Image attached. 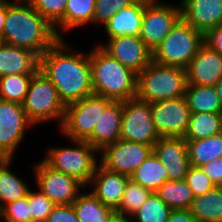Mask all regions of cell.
I'll return each instance as SVG.
<instances>
[{
	"mask_svg": "<svg viewBox=\"0 0 222 222\" xmlns=\"http://www.w3.org/2000/svg\"><path fill=\"white\" fill-rule=\"evenodd\" d=\"M59 38L40 56L39 70L55 85L65 105L94 94L90 52L83 54L69 49ZM70 51V52H69Z\"/></svg>",
	"mask_w": 222,
	"mask_h": 222,
	"instance_id": "1",
	"label": "cell"
},
{
	"mask_svg": "<svg viewBox=\"0 0 222 222\" xmlns=\"http://www.w3.org/2000/svg\"><path fill=\"white\" fill-rule=\"evenodd\" d=\"M58 39L54 26L27 0H7L1 42L28 49L40 57Z\"/></svg>",
	"mask_w": 222,
	"mask_h": 222,
	"instance_id": "2",
	"label": "cell"
},
{
	"mask_svg": "<svg viewBox=\"0 0 222 222\" xmlns=\"http://www.w3.org/2000/svg\"><path fill=\"white\" fill-rule=\"evenodd\" d=\"M92 87L95 95L126 101L137 95L138 74L122 65L100 45L90 51Z\"/></svg>",
	"mask_w": 222,
	"mask_h": 222,
	"instance_id": "3",
	"label": "cell"
},
{
	"mask_svg": "<svg viewBox=\"0 0 222 222\" xmlns=\"http://www.w3.org/2000/svg\"><path fill=\"white\" fill-rule=\"evenodd\" d=\"M188 85L186 68L154 62L138 74L137 95L149 103L185 95Z\"/></svg>",
	"mask_w": 222,
	"mask_h": 222,
	"instance_id": "4",
	"label": "cell"
},
{
	"mask_svg": "<svg viewBox=\"0 0 222 222\" xmlns=\"http://www.w3.org/2000/svg\"><path fill=\"white\" fill-rule=\"evenodd\" d=\"M70 141L75 147H48L43 161L52 169L76 178L87 187L100 163L97 161L99 152L87 141Z\"/></svg>",
	"mask_w": 222,
	"mask_h": 222,
	"instance_id": "5",
	"label": "cell"
},
{
	"mask_svg": "<svg viewBox=\"0 0 222 222\" xmlns=\"http://www.w3.org/2000/svg\"><path fill=\"white\" fill-rule=\"evenodd\" d=\"M203 44L204 34L181 18L152 51V60L162 65L186 68Z\"/></svg>",
	"mask_w": 222,
	"mask_h": 222,
	"instance_id": "6",
	"label": "cell"
},
{
	"mask_svg": "<svg viewBox=\"0 0 222 222\" xmlns=\"http://www.w3.org/2000/svg\"><path fill=\"white\" fill-rule=\"evenodd\" d=\"M22 105L34 125L59 120L57 122L61 127L66 105L60 99L55 85L40 70L33 75Z\"/></svg>",
	"mask_w": 222,
	"mask_h": 222,
	"instance_id": "7",
	"label": "cell"
},
{
	"mask_svg": "<svg viewBox=\"0 0 222 222\" xmlns=\"http://www.w3.org/2000/svg\"><path fill=\"white\" fill-rule=\"evenodd\" d=\"M113 102L110 98L90 95L66 105L62 135L70 140L86 141L100 118V109H106Z\"/></svg>",
	"mask_w": 222,
	"mask_h": 222,
	"instance_id": "8",
	"label": "cell"
},
{
	"mask_svg": "<svg viewBox=\"0 0 222 222\" xmlns=\"http://www.w3.org/2000/svg\"><path fill=\"white\" fill-rule=\"evenodd\" d=\"M160 137L149 102L137 97L123 101L120 139L154 146Z\"/></svg>",
	"mask_w": 222,
	"mask_h": 222,
	"instance_id": "9",
	"label": "cell"
},
{
	"mask_svg": "<svg viewBox=\"0 0 222 222\" xmlns=\"http://www.w3.org/2000/svg\"><path fill=\"white\" fill-rule=\"evenodd\" d=\"M179 5L148 0L144 5V14L139 37L153 51L181 19Z\"/></svg>",
	"mask_w": 222,
	"mask_h": 222,
	"instance_id": "10",
	"label": "cell"
},
{
	"mask_svg": "<svg viewBox=\"0 0 222 222\" xmlns=\"http://www.w3.org/2000/svg\"><path fill=\"white\" fill-rule=\"evenodd\" d=\"M34 167L37 188L55 205H72L81 188L86 187L76 178L52 169L43 160Z\"/></svg>",
	"mask_w": 222,
	"mask_h": 222,
	"instance_id": "11",
	"label": "cell"
},
{
	"mask_svg": "<svg viewBox=\"0 0 222 222\" xmlns=\"http://www.w3.org/2000/svg\"><path fill=\"white\" fill-rule=\"evenodd\" d=\"M153 124L161 137H184L191 111L185 96L150 103Z\"/></svg>",
	"mask_w": 222,
	"mask_h": 222,
	"instance_id": "12",
	"label": "cell"
},
{
	"mask_svg": "<svg viewBox=\"0 0 222 222\" xmlns=\"http://www.w3.org/2000/svg\"><path fill=\"white\" fill-rule=\"evenodd\" d=\"M33 125L22 104L0 99V158H14L27 127Z\"/></svg>",
	"mask_w": 222,
	"mask_h": 222,
	"instance_id": "13",
	"label": "cell"
},
{
	"mask_svg": "<svg viewBox=\"0 0 222 222\" xmlns=\"http://www.w3.org/2000/svg\"><path fill=\"white\" fill-rule=\"evenodd\" d=\"M99 153L103 167L130 177L151 156L153 146L119 139Z\"/></svg>",
	"mask_w": 222,
	"mask_h": 222,
	"instance_id": "14",
	"label": "cell"
},
{
	"mask_svg": "<svg viewBox=\"0 0 222 222\" xmlns=\"http://www.w3.org/2000/svg\"><path fill=\"white\" fill-rule=\"evenodd\" d=\"M99 45L122 65L137 74L152 61V51L139 36L108 38L106 44Z\"/></svg>",
	"mask_w": 222,
	"mask_h": 222,
	"instance_id": "15",
	"label": "cell"
},
{
	"mask_svg": "<svg viewBox=\"0 0 222 222\" xmlns=\"http://www.w3.org/2000/svg\"><path fill=\"white\" fill-rule=\"evenodd\" d=\"M153 152L165 167L168 180H185L191 164L184 137H160Z\"/></svg>",
	"mask_w": 222,
	"mask_h": 222,
	"instance_id": "16",
	"label": "cell"
},
{
	"mask_svg": "<svg viewBox=\"0 0 222 222\" xmlns=\"http://www.w3.org/2000/svg\"><path fill=\"white\" fill-rule=\"evenodd\" d=\"M188 85L215 86L222 78V55L203 44L186 67Z\"/></svg>",
	"mask_w": 222,
	"mask_h": 222,
	"instance_id": "17",
	"label": "cell"
},
{
	"mask_svg": "<svg viewBox=\"0 0 222 222\" xmlns=\"http://www.w3.org/2000/svg\"><path fill=\"white\" fill-rule=\"evenodd\" d=\"M129 179V176L108 170L99 163L88 188L92 189L91 193L104 205L116 210L122 201Z\"/></svg>",
	"mask_w": 222,
	"mask_h": 222,
	"instance_id": "18",
	"label": "cell"
},
{
	"mask_svg": "<svg viewBox=\"0 0 222 222\" xmlns=\"http://www.w3.org/2000/svg\"><path fill=\"white\" fill-rule=\"evenodd\" d=\"M179 5L182 19L203 34L222 23V0H182Z\"/></svg>",
	"mask_w": 222,
	"mask_h": 222,
	"instance_id": "19",
	"label": "cell"
},
{
	"mask_svg": "<svg viewBox=\"0 0 222 222\" xmlns=\"http://www.w3.org/2000/svg\"><path fill=\"white\" fill-rule=\"evenodd\" d=\"M123 101H113L106 109H100V118L93 134L86 140L98 152L120 139Z\"/></svg>",
	"mask_w": 222,
	"mask_h": 222,
	"instance_id": "20",
	"label": "cell"
},
{
	"mask_svg": "<svg viewBox=\"0 0 222 222\" xmlns=\"http://www.w3.org/2000/svg\"><path fill=\"white\" fill-rule=\"evenodd\" d=\"M40 57L33 51L0 43V77L13 74H35Z\"/></svg>",
	"mask_w": 222,
	"mask_h": 222,
	"instance_id": "21",
	"label": "cell"
},
{
	"mask_svg": "<svg viewBox=\"0 0 222 222\" xmlns=\"http://www.w3.org/2000/svg\"><path fill=\"white\" fill-rule=\"evenodd\" d=\"M148 0H136L133 4L116 12L104 24L108 38L120 36H139L144 14V5Z\"/></svg>",
	"mask_w": 222,
	"mask_h": 222,
	"instance_id": "22",
	"label": "cell"
},
{
	"mask_svg": "<svg viewBox=\"0 0 222 222\" xmlns=\"http://www.w3.org/2000/svg\"><path fill=\"white\" fill-rule=\"evenodd\" d=\"M189 210L197 222H222V186L195 196Z\"/></svg>",
	"mask_w": 222,
	"mask_h": 222,
	"instance_id": "23",
	"label": "cell"
},
{
	"mask_svg": "<svg viewBox=\"0 0 222 222\" xmlns=\"http://www.w3.org/2000/svg\"><path fill=\"white\" fill-rule=\"evenodd\" d=\"M96 0H67L63 19L54 27L55 33L59 38H63L59 32L62 30L70 31L86 24H93V16Z\"/></svg>",
	"mask_w": 222,
	"mask_h": 222,
	"instance_id": "24",
	"label": "cell"
},
{
	"mask_svg": "<svg viewBox=\"0 0 222 222\" xmlns=\"http://www.w3.org/2000/svg\"><path fill=\"white\" fill-rule=\"evenodd\" d=\"M13 158H0V205H4L26 197L30 187L20 179L10 166Z\"/></svg>",
	"mask_w": 222,
	"mask_h": 222,
	"instance_id": "25",
	"label": "cell"
},
{
	"mask_svg": "<svg viewBox=\"0 0 222 222\" xmlns=\"http://www.w3.org/2000/svg\"><path fill=\"white\" fill-rule=\"evenodd\" d=\"M184 96L191 113H222V105L214 86L187 85Z\"/></svg>",
	"mask_w": 222,
	"mask_h": 222,
	"instance_id": "26",
	"label": "cell"
},
{
	"mask_svg": "<svg viewBox=\"0 0 222 222\" xmlns=\"http://www.w3.org/2000/svg\"><path fill=\"white\" fill-rule=\"evenodd\" d=\"M79 222H109L115 210L104 205L91 192L80 194L72 204Z\"/></svg>",
	"mask_w": 222,
	"mask_h": 222,
	"instance_id": "27",
	"label": "cell"
},
{
	"mask_svg": "<svg viewBox=\"0 0 222 222\" xmlns=\"http://www.w3.org/2000/svg\"><path fill=\"white\" fill-rule=\"evenodd\" d=\"M130 179L153 193L168 180L166 169L154 152L134 171Z\"/></svg>",
	"mask_w": 222,
	"mask_h": 222,
	"instance_id": "28",
	"label": "cell"
},
{
	"mask_svg": "<svg viewBox=\"0 0 222 222\" xmlns=\"http://www.w3.org/2000/svg\"><path fill=\"white\" fill-rule=\"evenodd\" d=\"M190 164L201 167L222 157V133L201 140H186Z\"/></svg>",
	"mask_w": 222,
	"mask_h": 222,
	"instance_id": "29",
	"label": "cell"
},
{
	"mask_svg": "<svg viewBox=\"0 0 222 222\" xmlns=\"http://www.w3.org/2000/svg\"><path fill=\"white\" fill-rule=\"evenodd\" d=\"M222 133V113H191L185 140H201Z\"/></svg>",
	"mask_w": 222,
	"mask_h": 222,
	"instance_id": "30",
	"label": "cell"
},
{
	"mask_svg": "<svg viewBox=\"0 0 222 222\" xmlns=\"http://www.w3.org/2000/svg\"><path fill=\"white\" fill-rule=\"evenodd\" d=\"M155 193L172 210H189L195 198L185 180H167Z\"/></svg>",
	"mask_w": 222,
	"mask_h": 222,
	"instance_id": "31",
	"label": "cell"
},
{
	"mask_svg": "<svg viewBox=\"0 0 222 222\" xmlns=\"http://www.w3.org/2000/svg\"><path fill=\"white\" fill-rule=\"evenodd\" d=\"M34 74H13L0 77V99L22 104Z\"/></svg>",
	"mask_w": 222,
	"mask_h": 222,
	"instance_id": "32",
	"label": "cell"
},
{
	"mask_svg": "<svg viewBox=\"0 0 222 222\" xmlns=\"http://www.w3.org/2000/svg\"><path fill=\"white\" fill-rule=\"evenodd\" d=\"M172 209L156 194L152 193L132 215L134 222H167Z\"/></svg>",
	"mask_w": 222,
	"mask_h": 222,
	"instance_id": "33",
	"label": "cell"
},
{
	"mask_svg": "<svg viewBox=\"0 0 222 222\" xmlns=\"http://www.w3.org/2000/svg\"><path fill=\"white\" fill-rule=\"evenodd\" d=\"M153 192L132 179L128 180L119 207L115 210L117 214L132 216Z\"/></svg>",
	"mask_w": 222,
	"mask_h": 222,
	"instance_id": "34",
	"label": "cell"
},
{
	"mask_svg": "<svg viewBox=\"0 0 222 222\" xmlns=\"http://www.w3.org/2000/svg\"><path fill=\"white\" fill-rule=\"evenodd\" d=\"M52 26L64 17L67 0H27Z\"/></svg>",
	"mask_w": 222,
	"mask_h": 222,
	"instance_id": "35",
	"label": "cell"
},
{
	"mask_svg": "<svg viewBox=\"0 0 222 222\" xmlns=\"http://www.w3.org/2000/svg\"><path fill=\"white\" fill-rule=\"evenodd\" d=\"M1 220L5 222H32L29 192L26 197L4 205Z\"/></svg>",
	"mask_w": 222,
	"mask_h": 222,
	"instance_id": "36",
	"label": "cell"
},
{
	"mask_svg": "<svg viewBox=\"0 0 222 222\" xmlns=\"http://www.w3.org/2000/svg\"><path fill=\"white\" fill-rule=\"evenodd\" d=\"M29 203L32 222H46L48 215L56 206L45 194L39 191L29 190Z\"/></svg>",
	"mask_w": 222,
	"mask_h": 222,
	"instance_id": "37",
	"label": "cell"
},
{
	"mask_svg": "<svg viewBox=\"0 0 222 222\" xmlns=\"http://www.w3.org/2000/svg\"><path fill=\"white\" fill-rule=\"evenodd\" d=\"M136 0H96L93 24H105L119 10L128 7Z\"/></svg>",
	"mask_w": 222,
	"mask_h": 222,
	"instance_id": "38",
	"label": "cell"
},
{
	"mask_svg": "<svg viewBox=\"0 0 222 222\" xmlns=\"http://www.w3.org/2000/svg\"><path fill=\"white\" fill-rule=\"evenodd\" d=\"M185 181L194 196H201L215 187L200 167L190 166Z\"/></svg>",
	"mask_w": 222,
	"mask_h": 222,
	"instance_id": "39",
	"label": "cell"
},
{
	"mask_svg": "<svg viewBox=\"0 0 222 222\" xmlns=\"http://www.w3.org/2000/svg\"><path fill=\"white\" fill-rule=\"evenodd\" d=\"M46 222H79L72 205H56Z\"/></svg>",
	"mask_w": 222,
	"mask_h": 222,
	"instance_id": "40",
	"label": "cell"
},
{
	"mask_svg": "<svg viewBox=\"0 0 222 222\" xmlns=\"http://www.w3.org/2000/svg\"><path fill=\"white\" fill-rule=\"evenodd\" d=\"M204 44L222 55V23L212 27L204 34Z\"/></svg>",
	"mask_w": 222,
	"mask_h": 222,
	"instance_id": "41",
	"label": "cell"
},
{
	"mask_svg": "<svg viewBox=\"0 0 222 222\" xmlns=\"http://www.w3.org/2000/svg\"><path fill=\"white\" fill-rule=\"evenodd\" d=\"M215 186H222V157L200 167Z\"/></svg>",
	"mask_w": 222,
	"mask_h": 222,
	"instance_id": "42",
	"label": "cell"
},
{
	"mask_svg": "<svg viewBox=\"0 0 222 222\" xmlns=\"http://www.w3.org/2000/svg\"><path fill=\"white\" fill-rule=\"evenodd\" d=\"M167 222H197L190 210H172Z\"/></svg>",
	"mask_w": 222,
	"mask_h": 222,
	"instance_id": "43",
	"label": "cell"
},
{
	"mask_svg": "<svg viewBox=\"0 0 222 222\" xmlns=\"http://www.w3.org/2000/svg\"><path fill=\"white\" fill-rule=\"evenodd\" d=\"M6 15H7V0H0V39H2Z\"/></svg>",
	"mask_w": 222,
	"mask_h": 222,
	"instance_id": "44",
	"label": "cell"
},
{
	"mask_svg": "<svg viewBox=\"0 0 222 222\" xmlns=\"http://www.w3.org/2000/svg\"><path fill=\"white\" fill-rule=\"evenodd\" d=\"M131 218L132 216L120 215L115 212L110 218L109 222H133Z\"/></svg>",
	"mask_w": 222,
	"mask_h": 222,
	"instance_id": "45",
	"label": "cell"
},
{
	"mask_svg": "<svg viewBox=\"0 0 222 222\" xmlns=\"http://www.w3.org/2000/svg\"><path fill=\"white\" fill-rule=\"evenodd\" d=\"M222 105V78L214 86Z\"/></svg>",
	"mask_w": 222,
	"mask_h": 222,
	"instance_id": "46",
	"label": "cell"
},
{
	"mask_svg": "<svg viewBox=\"0 0 222 222\" xmlns=\"http://www.w3.org/2000/svg\"><path fill=\"white\" fill-rule=\"evenodd\" d=\"M1 216H2V207L0 205V222H1Z\"/></svg>",
	"mask_w": 222,
	"mask_h": 222,
	"instance_id": "47",
	"label": "cell"
}]
</instances>
